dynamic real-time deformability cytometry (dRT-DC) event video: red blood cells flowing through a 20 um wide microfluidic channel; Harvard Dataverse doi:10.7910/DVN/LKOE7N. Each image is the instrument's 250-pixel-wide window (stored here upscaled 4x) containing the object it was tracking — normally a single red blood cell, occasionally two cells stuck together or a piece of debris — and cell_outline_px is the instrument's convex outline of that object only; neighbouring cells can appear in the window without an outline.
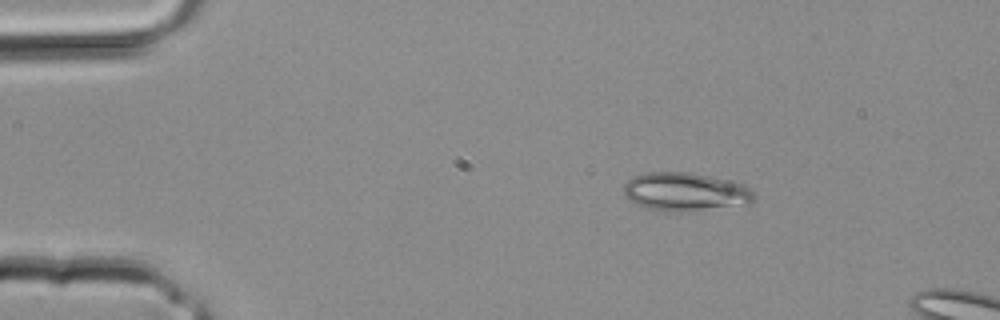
{"species": "common noctule bat (a hibernating species)", "species_latin": "Nyctalus noctula", "temperature_condition": "room temperature", "stored_images_in_passage": 2, "camera_frame_rate_fps": 3000, "um_per_image_px": 0.085, "animal": {"sex": "male", "body_mass_g": 20.4}, "frame": {"image": 1, "passage_image": 1, "time_ms": 0.0, "image_size_px": [1000, 320], "cell_outline_px": [[756, 196], [752, 204], [692, 212], [664, 212], [648, 208], [624, 196], [624, 184], [632, 176], [648, 172], [688, 172], [708, 176], [740, 184], [748, 188]], "centroid_in_image_um": [58.26, 16.33], "position_along_channel_um": 26.7, "area_um2": 29.3}}